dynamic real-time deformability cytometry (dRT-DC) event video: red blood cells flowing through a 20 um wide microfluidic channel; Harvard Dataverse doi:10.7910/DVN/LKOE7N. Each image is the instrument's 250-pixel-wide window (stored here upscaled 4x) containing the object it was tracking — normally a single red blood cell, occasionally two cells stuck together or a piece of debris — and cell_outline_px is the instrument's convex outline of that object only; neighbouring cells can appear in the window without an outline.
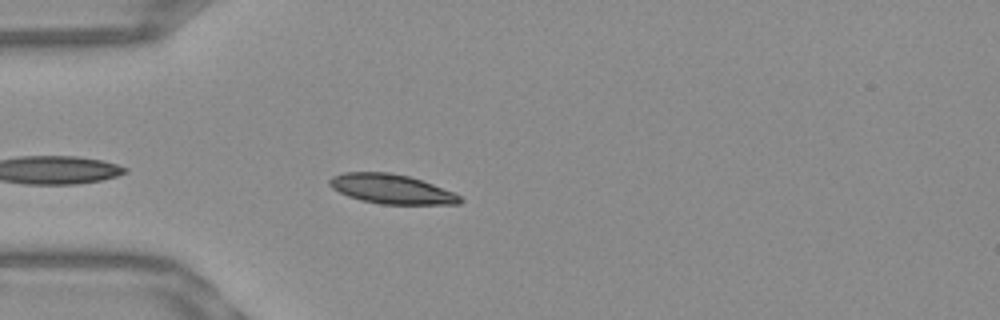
{"species": "Egyptian fruit bat (a non-hibernating species)", "species_latin": "Rousettus aegyptiacus", "temperature_condition": "warm", "stored_images_in_passage": 18, "camera_frame_rate_fps": 3000, "um_per_image_px": 0.085, "frame": {"image": 1, "passage_image": 4, "time_ms": 1.0, "image_size_px": [1000, 320], "cell_outline_px": [[464, 200], [460, 204], [380, 204], [360, 200], [348, 196], [332, 188], [328, 184], [328, 180], [332, 176], [344, 172], [392, 172], [408, 176], [456, 192]], "centroid_in_image_um": [33.28, 16.06], "position_along_channel_um": 51.7, "area_um2": 22.54}}
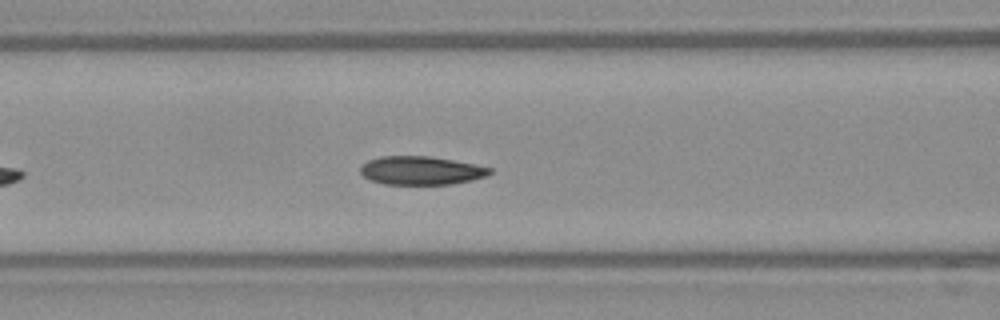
{"frame": {"image": 2, "passage_image": 11, "time_ms": 3.333, "image_size_px": [1000, 320], "cell_outline_px": [[492, 172], [488, 176], [472, 180], [452, 184], [384, 184], [368, 180], [360, 172], [360, 168], [368, 160], [380, 156], [432, 156], [476, 164], [492, 168]], "centroid_in_image_um": [35.81, 14.49], "position_along_channel_um": 130.8, "area_um2": 21.68}}
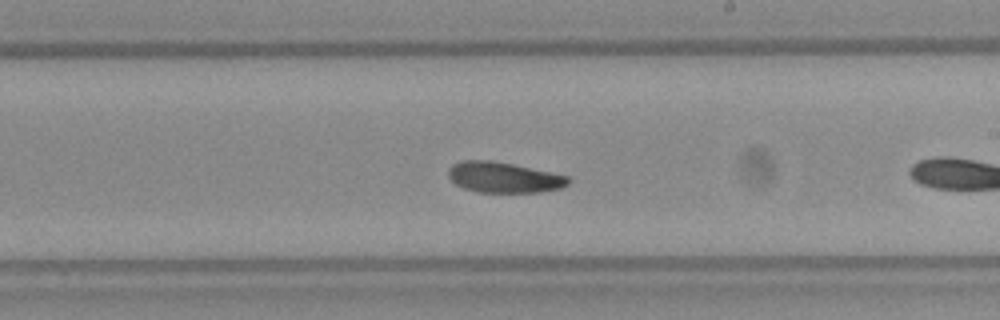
{"frame": {"image": 3, "passage_image": 17, "time_ms": 5.333, "image_size_px": [1000, 320], "cell_outline_px": [[572, 180], [568, 184], [560, 188], [540, 192], [480, 192], [464, 188], [456, 184], [448, 176], [448, 168], [452, 164], [460, 160], [492, 160], [552, 172], [568, 176]], "centroid_in_image_um": [42.82, 15.07], "position_along_channel_um": 246.2, "area_um2": 21.44}}